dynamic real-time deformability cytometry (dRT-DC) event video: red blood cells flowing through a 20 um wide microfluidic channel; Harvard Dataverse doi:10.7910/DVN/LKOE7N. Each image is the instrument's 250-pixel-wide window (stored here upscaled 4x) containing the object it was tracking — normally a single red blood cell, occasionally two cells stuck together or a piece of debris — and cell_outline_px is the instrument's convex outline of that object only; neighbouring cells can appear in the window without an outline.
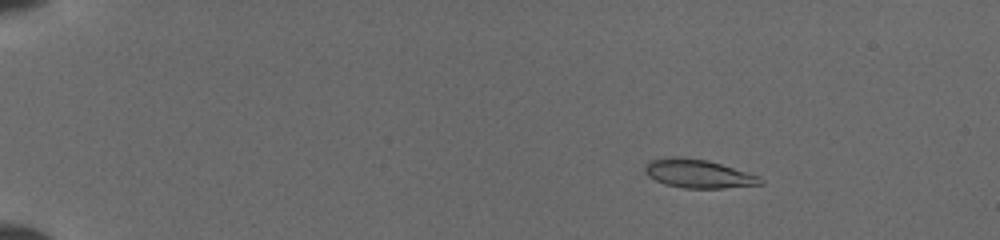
{"species": "common noctule bat (a hibernating species)", "species_latin": "Nyctalus noctula", "temperature_condition": "cold", "stored_images_in_passage": 65, "segment_of_instrument_passage": [1, 2], "camera_frame_rate_fps": 3000, "um_per_image_px": 0.085, "animal": {"sex": "female", "body_mass_g": 19.5, "forearm_length_mm": 54.1}, "frame": {"image": 1, "passage_image": 12, "time_ms": 2.667, "image_size_px": [1000, 240], "cell_outline_px": [[764, 184], [724, 188], [684, 188], [664, 184], [648, 176], [644, 172], [644, 168], [652, 160], [676, 156], [704, 160], [720, 164], [760, 176], [764, 180]], "centroid_in_image_um": [59.38, 14.78], "position_along_channel_um": 25.6, "area_um2": 18.96}}
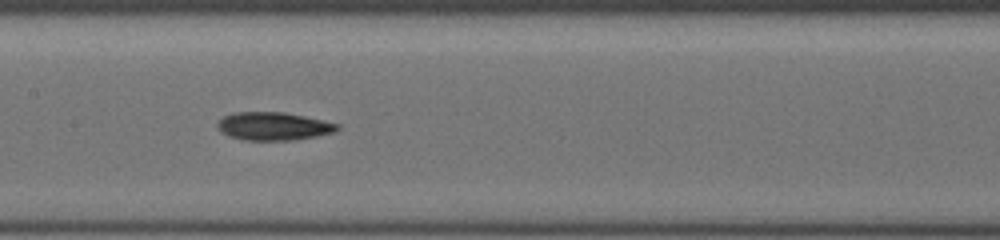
{"frame": {"image": 2, "passage_image": 37, "time_ms": 9.333, "image_size_px": [1000, 240], "cell_outline_px": [[340, 128], [332, 132], [316, 136], [296, 140], [240, 140], [228, 136], [220, 132], [216, 128], [216, 124], [224, 116], [236, 112], [284, 112], [304, 116], [340, 124]], "centroid_in_image_um": [23.2, 10.73], "position_along_channel_um": 184.2, "area_um2": 19.71}}
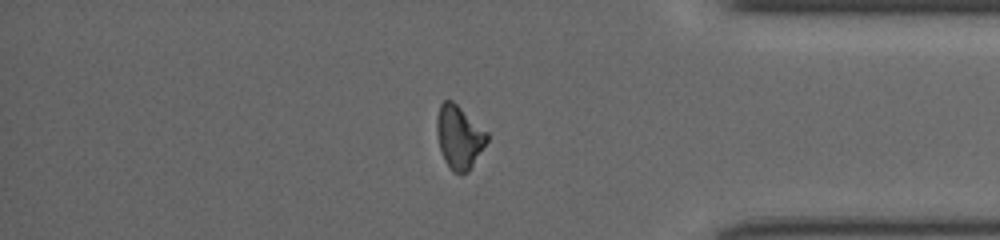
{"frame": {"image": 3, "passage_image": 56, "time_ms": 15.0, "image_size_px": [1000, 240], "cell_outline_px": [[488, 140], [468, 172], [452, 172], [444, 160], [440, 148], [436, 132], [436, 120], [440, 104], [444, 100], [452, 100], [488, 132]], "centroid_in_image_um": [39.02, 11.63], "position_along_channel_um": 396.2, "area_um2": 18.38}}